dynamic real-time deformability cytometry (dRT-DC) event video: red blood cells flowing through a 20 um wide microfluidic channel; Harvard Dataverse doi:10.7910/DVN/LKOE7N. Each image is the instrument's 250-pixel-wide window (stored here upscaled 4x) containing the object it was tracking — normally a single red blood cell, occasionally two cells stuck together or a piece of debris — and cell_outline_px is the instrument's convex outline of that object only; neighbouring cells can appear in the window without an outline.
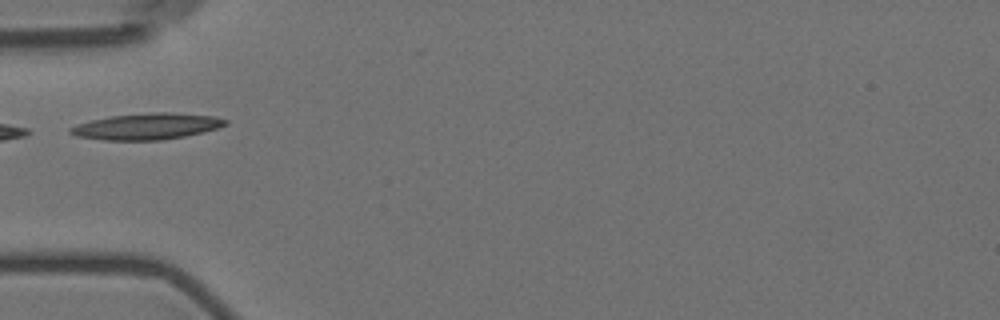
{"species": "Egyptian fruit bat (a non-hibernating species)", "species_latin": "Rousettus aegyptiacus", "temperature_condition": "room temperature", "stored_images_in_passage": 4, "camera_frame_rate_fps": 3000, "um_per_image_px": 0.085, "animal": {"sex": "female"}, "frame": {"image": 1, "passage_image": 4, "time_ms": 4.333, "image_size_px": [1000, 320], "cell_outline_px": [[228, 124], [220, 128], [204, 132], [184, 136], [160, 140], [104, 140], [76, 136], [68, 132], [68, 128], [76, 124], [92, 120], [112, 116], [152, 112], [172, 112], [216, 116], [228, 120]], "centroid_in_image_um": [12.52, 10.74], "position_along_channel_um": 72.5, "area_um2": 23.87}}